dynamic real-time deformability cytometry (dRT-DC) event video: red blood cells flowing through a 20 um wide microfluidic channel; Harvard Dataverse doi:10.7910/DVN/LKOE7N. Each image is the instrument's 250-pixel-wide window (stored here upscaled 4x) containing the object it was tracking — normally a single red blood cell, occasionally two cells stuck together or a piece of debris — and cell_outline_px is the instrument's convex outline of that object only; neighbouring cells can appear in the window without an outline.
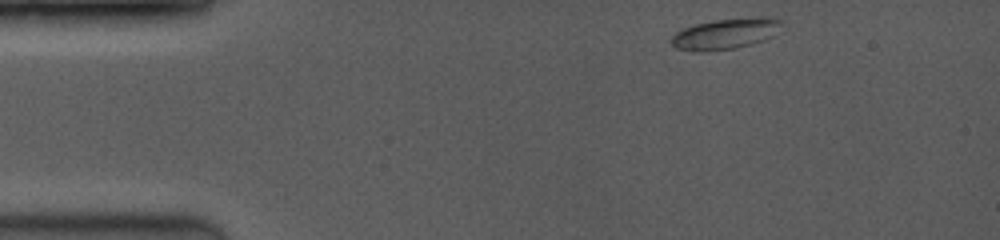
{"species": "common noctule bat (a hibernating species)", "species_latin": "Nyctalus noctula", "temperature_condition": "room temperature", "stored_images_in_passage": 7, "camera_frame_rate_fps": 3500, "um_per_image_px": 0.085, "animal": {"sex": "female", "body_mass_g": 19.0, "forearm_length_mm": 53.3}, "frame": {"image": 1, "passage_image": 1, "time_ms": 0.0, "image_size_px": [1000, 240], "cell_outline_px": [[784, 24], [772, 36], [764, 40], [752, 44], [736, 48], [700, 52], [692, 52], [676, 48], [668, 40], [676, 32], [684, 28], [696, 24], [716, 20], [764, 16], [784, 20]], "centroid_in_image_um": [61.68, 2.87], "position_along_channel_um": 23.3, "area_um2": 20.0}}
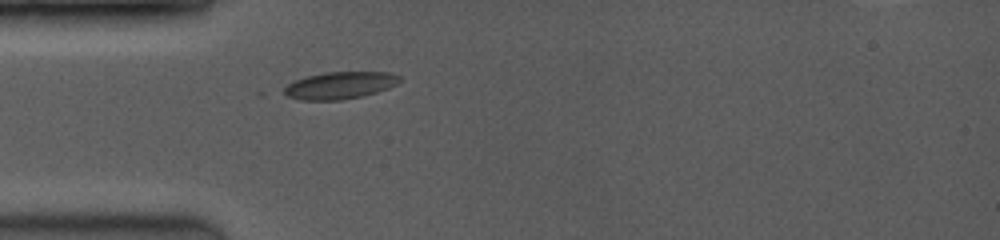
{"frame": {"image": 2, "passage_image": 5, "time_ms": 2.571, "image_size_px": [1000, 240], "cell_outline_px": [[404, 80], [388, 88], [364, 96], [340, 100], [300, 100], [288, 96], [284, 92], [284, 88], [288, 84], [296, 80], [308, 76], [324, 72], [388, 72], [400, 76]], "centroid_in_image_um": [28.93, 7.25], "position_along_channel_um": 56.1, "area_um2": 18.26}}
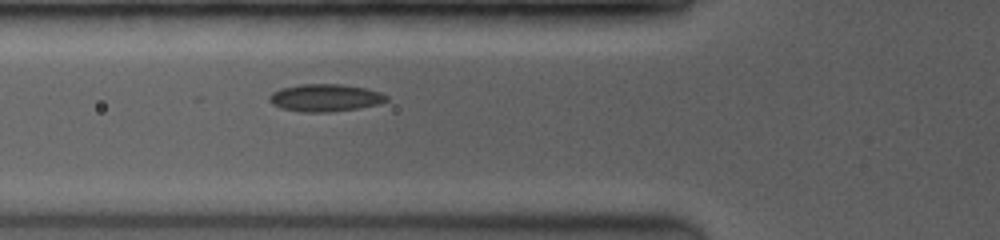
{"frame": {"image": 3, "passage_image": 7, "time_ms": 3.714, "image_size_px": [1000, 240], "cell_outline_px": [[388, 100], [376, 104], [356, 108], [332, 112], [300, 112], [280, 108], [272, 104], [268, 100], [268, 96], [272, 92], [280, 88], [300, 84], [340, 84], [364, 88], [380, 92], [388, 96]], "centroid_in_image_um": [27.57, 8.31], "position_along_channel_um": 98.2, "area_um2": 18.73}}